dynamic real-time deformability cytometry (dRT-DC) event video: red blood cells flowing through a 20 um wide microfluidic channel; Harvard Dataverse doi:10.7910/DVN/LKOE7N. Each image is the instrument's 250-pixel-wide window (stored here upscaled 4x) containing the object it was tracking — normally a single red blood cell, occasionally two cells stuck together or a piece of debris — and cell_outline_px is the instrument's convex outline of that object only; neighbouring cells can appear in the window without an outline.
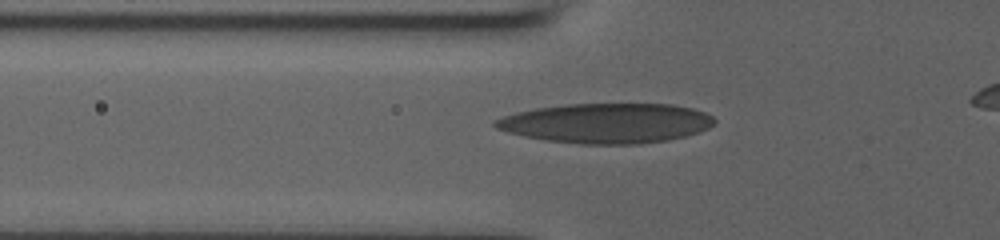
{"species": "human", "species_latin": "Homo sapiens", "temperature_condition": "room temperature", "stored_images_in_passage": 34, "camera_frame_rate_fps": 3000, "um_per_image_px": 0.085, "donor": {"sex": "male"}, "frame": {"image": 1, "passage_image": 2, "time_ms": 0.333, "image_size_px": [1000, 240], "cell_outline_px": [[716, 120], [708, 128], [684, 136], [668, 140], [640, 144], [580, 144], [548, 140], [524, 136], [508, 132], [496, 128], [492, 124], [492, 120], [516, 112], [536, 108], [568, 104], [672, 104], [692, 108], [704, 112], [712, 116]], "centroid_in_image_um": [51.53, 10.47], "position_along_channel_um": 74.3, "area_um2": 50.81}}
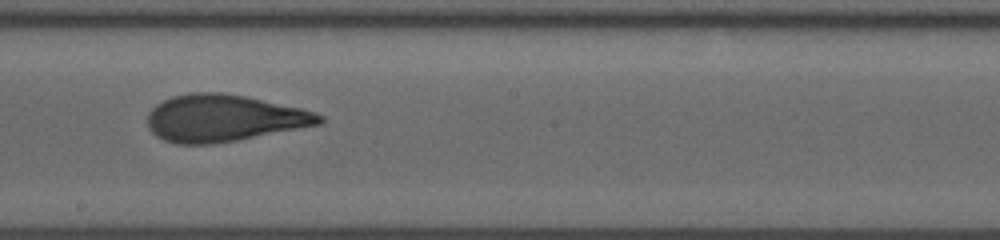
{"frame": {"image": 2, "passage_image": 14, "time_ms": 4.333, "image_size_px": [1000, 240], "cell_outline_px": [[324, 120], [320, 124], [236, 140], [212, 144], [176, 144], [164, 140], [156, 136], [148, 128], [148, 112], [156, 104], [172, 96], [192, 92], [220, 92], [244, 96], [300, 108], [316, 112], [324, 116]], "centroid_in_image_um": [18.98, 10.04], "position_along_channel_um": 229.2, "area_um2": 46.76}}
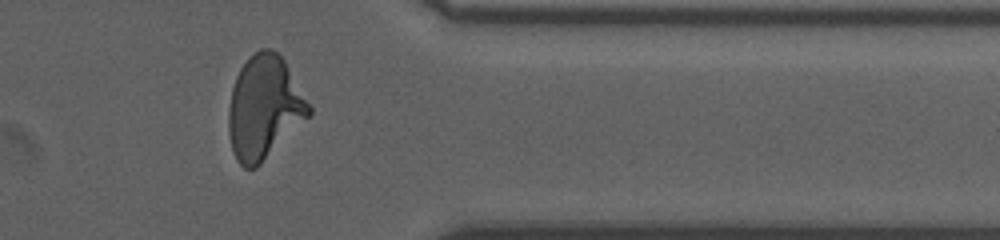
{"frame": {"image": 3, "passage_image": 27, "time_ms": 8.667, "image_size_px": [1000, 240], "cell_outline_px": [[312, 116], [256, 168], [244, 168], [236, 160], [232, 152], [228, 132], [228, 112], [232, 88], [236, 76], [240, 68], [248, 56], [260, 48], [272, 48], [284, 60], [312, 108]], "centroid_in_image_um": [22.46, 9.16], "position_along_channel_um": 388.9, "area_um2": 48.84}}